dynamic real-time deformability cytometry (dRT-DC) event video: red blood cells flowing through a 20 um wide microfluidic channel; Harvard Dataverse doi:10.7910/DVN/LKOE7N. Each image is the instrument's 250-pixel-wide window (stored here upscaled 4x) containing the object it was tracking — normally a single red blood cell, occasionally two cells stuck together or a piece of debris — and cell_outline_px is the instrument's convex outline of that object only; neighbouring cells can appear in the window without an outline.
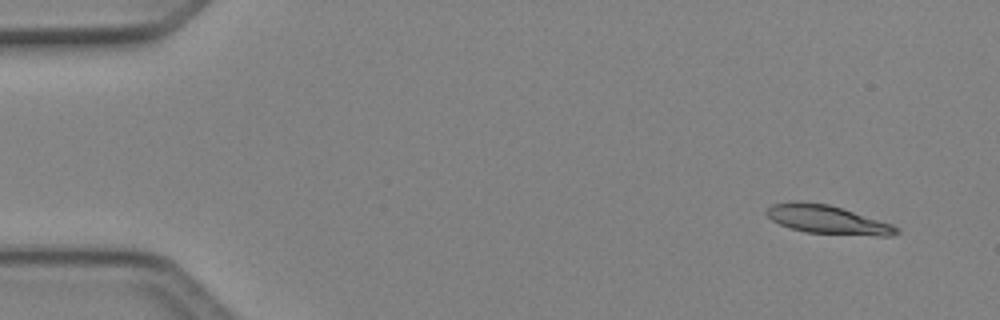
{"species": "Egyptian fruit bat (a non-hibernating species)", "species_latin": "Rousettus aegyptiacus", "temperature_condition": "cold", "stored_images_in_passage": 4, "camera_frame_rate_fps": 3000, "um_per_image_px": 0.085, "animal": {"sex": "female"}, "frame": {"image": 1, "passage_image": 1, "time_ms": 0.0, "image_size_px": [1000, 320], "cell_outline_px": [[900, 232], [892, 236], [876, 236], [804, 232], [780, 224], [772, 220], [764, 212], [772, 204], [796, 200], [800, 200], [828, 204], [892, 224], [900, 228]], "centroid_in_image_um": [70.33, 18.66], "position_along_channel_um": 14.7, "area_um2": 21.68}}
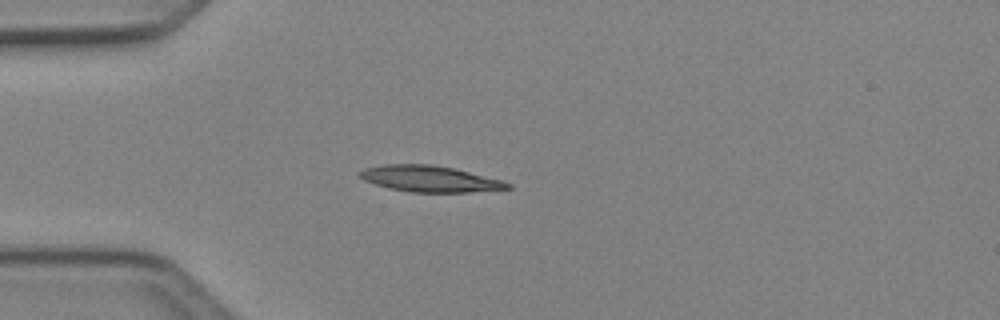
{"frame": {"image": 2, "passage_image": 4, "time_ms": 1.0, "image_size_px": [1000, 320], "cell_outline_px": [[512, 188], [468, 192], [412, 192], [388, 188], [364, 180], [356, 172], [364, 168], [384, 164], [432, 164], [452, 168], [504, 180], [512, 184]], "centroid_in_image_um": [36.53, 15.19], "position_along_channel_um": 48.5, "area_um2": 22.54}}